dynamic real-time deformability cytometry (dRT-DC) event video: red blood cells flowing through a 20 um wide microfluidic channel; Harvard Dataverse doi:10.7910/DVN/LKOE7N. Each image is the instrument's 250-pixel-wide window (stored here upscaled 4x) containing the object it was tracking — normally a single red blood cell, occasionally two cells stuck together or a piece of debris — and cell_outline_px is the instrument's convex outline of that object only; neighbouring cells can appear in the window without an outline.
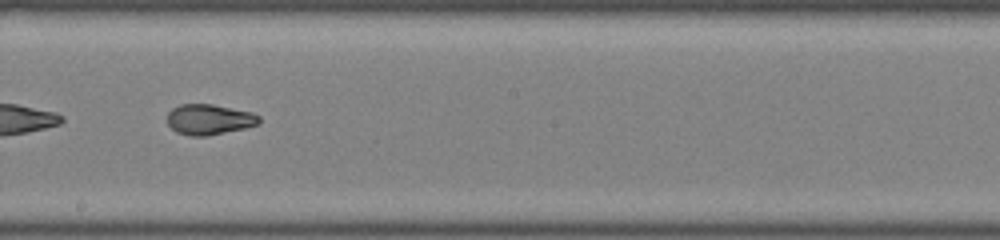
{"species": "common noctule bat (a hibernating species)", "species_latin": "Nyctalus noctula", "temperature_condition": "room temperature", "stored_images_in_passage": 32, "camera_frame_rate_fps": 3000, "um_per_image_px": 0.085, "animal": {"sex": "female", "body_mass_g": 22.0, "forearm_length_mm": 56.7}, "frame": {"image": 1, "passage_image": 14, "time_ms": 4.333, "image_size_px": [1000, 240], "cell_outline_px": [[260, 124], [244, 128], [208, 136], [188, 136], [176, 132], [168, 124], [168, 112], [172, 108], [180, 104], [212, 104], [252, 112], [260, 116]], "centroid_in_image_um": [17.78, 10.15], "position_along_channel_um": 230.4, "area_um2": 16.42}}
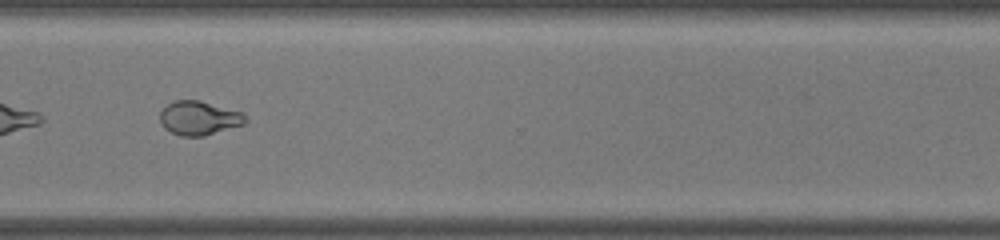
{"frame": {"image": 2, "passage_image": 23, "time_ms": 7.333, "image_size_px": [1000, 240], "cell_outline_px": [[248, 120], [244, 124], [204, 136], [180, 136], [164, 128], [160, 124], [160, 112], [168, 104], [176, 100], [200, 100], [244, 112]], "centroid_in_image_um": [16.94, 10.03], "position_along_channel_um": 353.7, "area_um2": 17.05}, "authors_computed_cell_mechanics": {"area_um2": 16.8487, "velocity_mm_per_s": 4.0988, "shape_relaxation_time_tau1_ms": 6.0357, "shape_relaxation_time_tau2_ms": 1.3934, "deformation_change_tau1": 0.2277, "deformation_change_tau2": 0.0464}}